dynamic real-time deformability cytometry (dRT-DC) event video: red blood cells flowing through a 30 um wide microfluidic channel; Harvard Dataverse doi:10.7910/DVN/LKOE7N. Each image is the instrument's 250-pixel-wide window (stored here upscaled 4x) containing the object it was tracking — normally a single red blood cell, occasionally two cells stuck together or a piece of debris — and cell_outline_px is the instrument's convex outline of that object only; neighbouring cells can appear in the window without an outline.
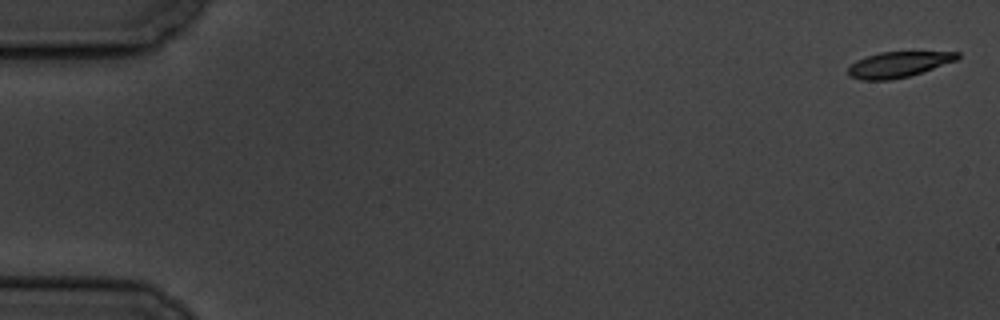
{"species": "common noctule bat (a hibernating species)", "species_latin": "Nyctalus noctula", "temperature_condition": "cold", "stored_images_in_passage": 6, "camera_frame_rate_fps": 3000, "um_per_image_px": 0.085, "animal": {"sex": "male", "body_mass_g": 19.5, "forearm_length_mm": 54.6}, "frame": {"image": 1, "passage_image": 1, "time_ms": 0.0, "image_size_px": [1000, 320], "cell_outline_px": [[960, 56], [956, 60], [908, 76], [888, 80], [860, 80], [848, 76], [848, 68], [856, 60], [880, 52], [960, 52]], "centroid_in_image_um": [76.31, 5.48], "position_along_channel_um": 8.7, "area_um2": 16.01}}
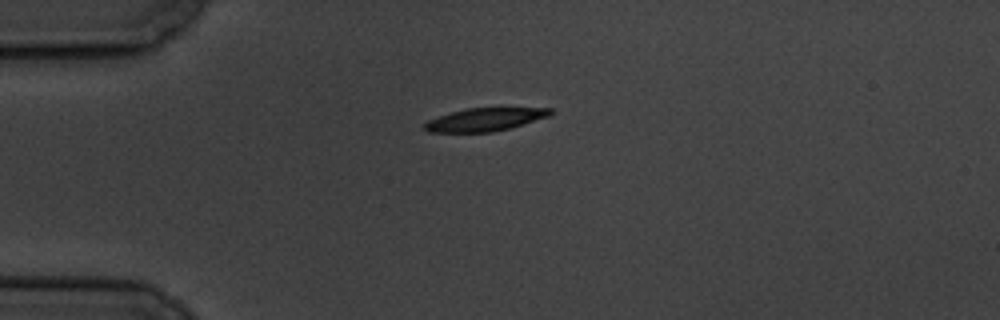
{"frame": {"image": 2, "passage_image": 5, "time_ms": 4.667, "image_size_px": [1000, 320], "cell_outline_px": [[552, 112], [548, 116], [508, 128], [492, 132], [428, 132], [420, 128], [428, 120], [464, 108], [552, 108]], "centroid_in_image_um": [41.14, 10.16], "position_along_channel_um": 43.9, "area_um2": 16.65}}